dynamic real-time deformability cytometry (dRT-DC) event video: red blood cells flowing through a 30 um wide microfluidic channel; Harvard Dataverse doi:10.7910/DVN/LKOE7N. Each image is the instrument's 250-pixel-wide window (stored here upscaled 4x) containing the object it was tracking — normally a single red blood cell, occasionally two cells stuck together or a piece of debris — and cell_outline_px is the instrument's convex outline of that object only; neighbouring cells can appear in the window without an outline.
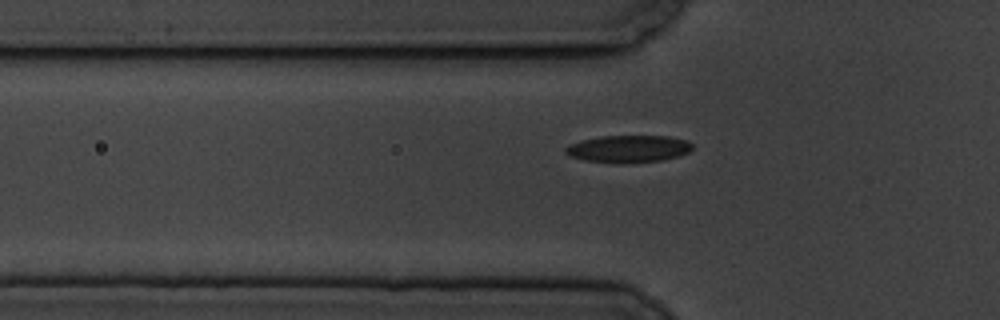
{"species": "common noctule bat (a hibernating species)", "species_latin": "Nyctalus noctula", "temperature_condition": "cold", "stored_images_in_passage": 8, "segment_of_instrument_passage": [2, 2], "camera_frame_rate_fps": 3000, "um_per_image_px": 0.085, "animal": {"sex": "male", "body_mass_g": 19.5, "forearm_length_mm": 54.6}, "frame": {"image": 1, "passage_image": 8, "time_ms": 8.333, "image_size_px": [1000, 320], "cell_outline_px": [[692, 148], [688, 152], [680, 156], [664, 160], [624, 164], [584, 160], [568, 156], [564, 152], [564, 148], [568, 144], [580, 140], [600, 136], [668, 136], [688, 140], [692, 144]], "centroid_in_image_um": [53.39, 12.66], "position_along_channel_um": 72.4, "area_um2": 20.52}}